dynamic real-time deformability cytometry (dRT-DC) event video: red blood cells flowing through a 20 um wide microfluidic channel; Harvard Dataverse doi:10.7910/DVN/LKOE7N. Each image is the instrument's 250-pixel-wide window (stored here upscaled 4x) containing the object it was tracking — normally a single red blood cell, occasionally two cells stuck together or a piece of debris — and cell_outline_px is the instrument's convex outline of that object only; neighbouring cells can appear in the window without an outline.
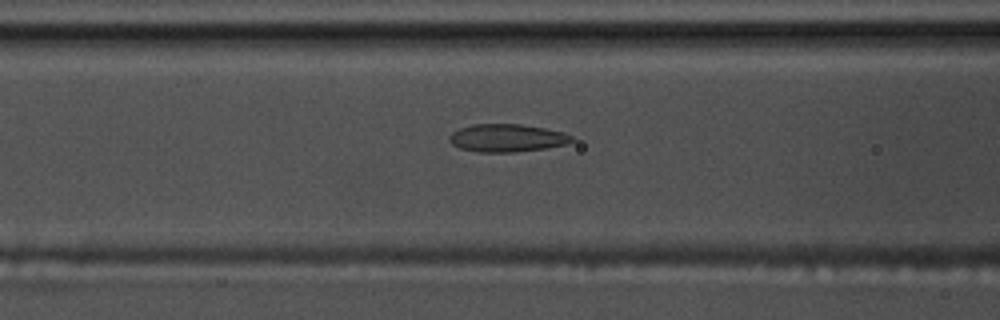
{"species": "common noctule bat (a hibernating species)", "species_latin": "Nyctalus noctula", "temperature_condition": "warm", "stored_images_in_passage": 43, "camera_frame_rate_fps": 3000, "um_per_image_px": 0.085, "animal": {"sex": "male", "body_mass_g": 17.5, "forearm_length_mm": 52.3}, "frame": {"image": 1, "passage_image": 9, "time_ms": 2.667, "image_size_px": [1000, 320], "cell_outline_px": [[576, 140], [564, 144], [544, 148], [516, 152], [480, 152], [460, 148], [452, 144], [448, 140], [448, 136], [452, 132], [460, 128], [472, 124], [520, 124], [544, 128], [564, 132], [572, 136]], "centroid_in_image_um": [43.07, 11.72], "position_along_channel_um": 123.5, "area_um2": 19.83}}
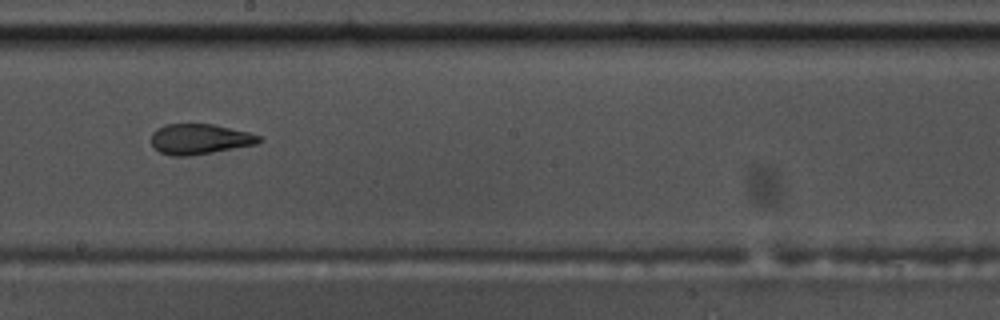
{"frame": {"image": 2, "passage_image": 18, "time_ms": 5.667, "image_size_px": [1000, 320], "cell_outline_px": [[260, 140], [256, 144], [212, 152], [188, 156], [172, 156], [160, 152], [152, 148], [152, 132], [156, 128], [164, 124], [216, 124], [248, 132], [260, 136]], "centroid_in_image_um": [16.92, 11.81], "position_along_channel_um": 231.3, "area_um2": 19.07}}
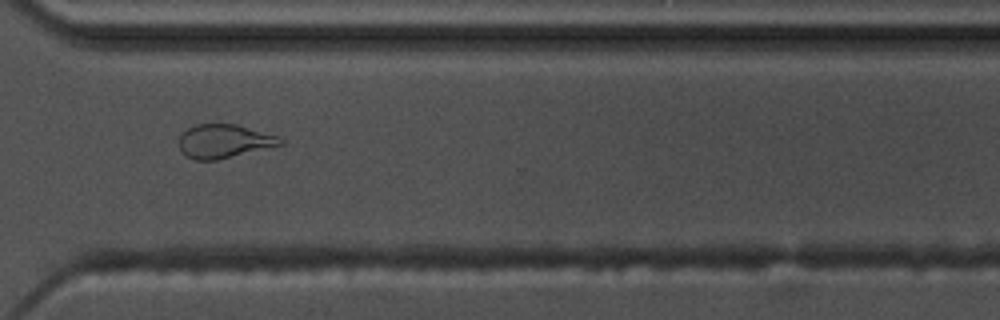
{"frame": {"image": 3, "passage_image": 28, "time_ms": 9.0, "image_size_px": [1000, 320], "cell_outline_px": [[284, 144], [216, 160], [196, 160], [184, 156], [180, 148], [180, 136], [188, 128], [196, 124], [236, 124], [276, 136], [284, 140]], "centroid_in_image_um": [19.02, 12.01], "position_along_channel_um": 351.6, "area_um2": 19.59}, "authors_computed_cell_mechanics": {"area_um2": 20.2878, "velocity_mm_per_s": 3.6022, "shape_relaxation_time_tau1_ms": null, "shape_relaxation_time_tau2_ms": 2.065, "deformation_change_tau1": null, "deformation_change_tau2": 0.105}}